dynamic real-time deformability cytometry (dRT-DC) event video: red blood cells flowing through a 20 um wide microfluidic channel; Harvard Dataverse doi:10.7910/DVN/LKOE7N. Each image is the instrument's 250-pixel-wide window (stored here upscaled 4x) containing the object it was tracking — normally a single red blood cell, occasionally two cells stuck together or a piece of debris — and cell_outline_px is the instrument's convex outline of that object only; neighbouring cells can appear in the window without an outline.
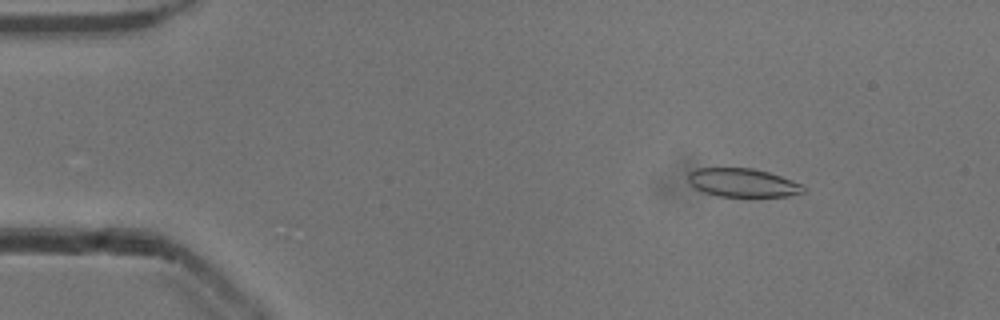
{"species": "common noctule bat (a hibernating species)", "species_latin": "Nyctalus noctula", "temperature_condition": "cold", "stored_images_in_passage": 53, "camera_frame_rate_fps": 3000, "um_per_image_px": 0.085, "animal": {"sex": "male", "body_mass_g": 13.3}, "frame": {"image": 1, "passage_image": 7, "time_ms": 2.0, "image_size_px": [1000, 320], "cell_outline_px": [[804, 192], [788, 196], [752, 200], [716, 196], [704, 192], [696, 188], [688, 180], [688, 172], [696, 168], [752, 168], [768, 172], [780, 176], [800, 184], [804, 188]], "centroid_in_image_um": [63.13, 15.59], "position_along_channel_um": 21.9, "area_um2": 19.94}}
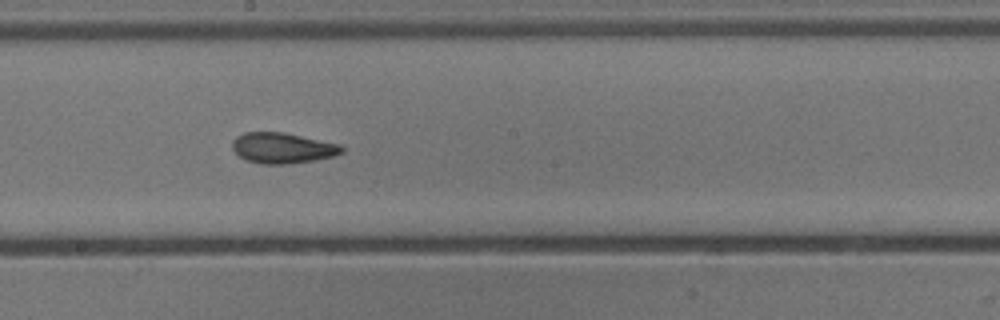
{"frame": {"image": 2, "passage_image": 29, "time_ms": 9.333, "image_size_px": [1000, 320], "cell_outline_px": [[344, 152], [332, 156], [312, 160], [288, 164], [260, 164], [248, 160], [240, 156], [232, 148], [232, 140], [236, 136], [244, 132], [280, 132], [340, 144], [344, 148]], "centroid_in_image_um": [23.99, 12.58], "position_along_channel_um": 224.2, "area_um2": 19.31}}
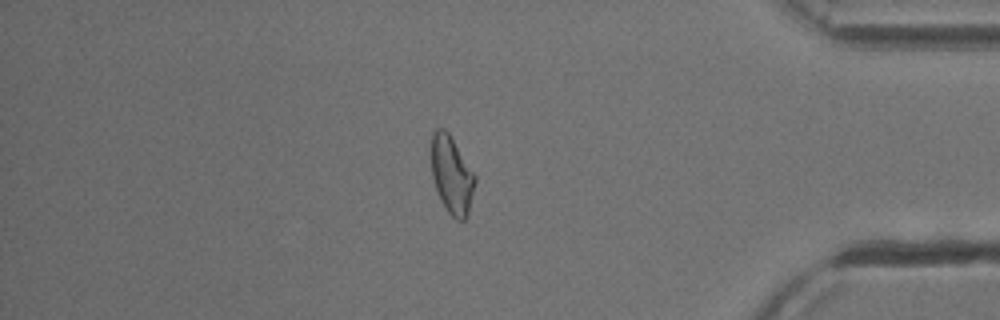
{"frame": {"image": 3, "passage_image": 45, "time_ms": 14.667, "image_size_px": [1000, 320], "cell_outline_px": [[476, 180], [468, 216], [464, 220], [456, 220], [448, 212], [440, 200], [432, 176], [432, 132], [436, 128], [444, 128], [448, 132], [476, 176]], "centroid_in_image_um": [38.41, 14.89], "position_along_channel_um": 396.8, "area_um2": 19.65}, "authors_computed_cell_mechanics": {"area_um2": 19.941, "velocity_mm_per_s": 3.8722, "shape_relaxation_time_tau1_ms": 8.7997, "shape_relaxation_time_tau2_ms": 2.2383, "deformation_change_tau1": 0.2318, "deformation_change_tau2": 0.0921}}